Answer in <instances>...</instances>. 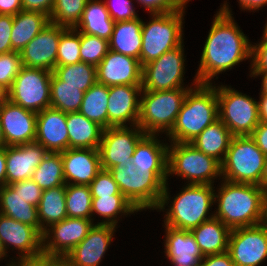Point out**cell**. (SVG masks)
<instances>
[{
  "label": "cell",
  "instance_id": "1",
  "mask_svg": "<svg viewBox=\"0 0 267 266\" xmlns=\"http://www.w3.org/2000/svg\"><path fill=\"white\" fill-rule=\"evenodd\" d=\"M214 14L212 25L202 49L195 78L198 84H212L219 74L250 60L252 43L233 17L227 0Z\"/></svg>",
  "mask_w": 267,
  "mask_h": 266
},
{
  "label": "cell",
  "instance_id": "2",
  "mask_svg": "<svg viewBox=\"0 0 267 266\" xmlns=\"http://www.w3.org/2000/svg\"><path fill=\"white\" fill-rule=\"evenodd\" d=\"M168 186L167 182L164 186L161 201L155 209L157 212H165L163 214L165 215L164 225L190 231L198 227L202 222L214 217V212L211 211V207L216 205L214 201V185L186 184L173 197H170L171 195L168 191L170 188Z\"/></svg>",
  "mask_w": 267,
  "mask_h": 266
},
{
  "label": "cell",
  "instance_id": "3",
  "mask_svg": "<svg viewBox=\"0 0 267 266\" xmlns=\"http://www.w3.org/2000/svg\"><path fill=\"white\" fill-rule=\"evenodd\" d=\"M221 184V185H219ZM214 190V217L230 230L259 224L264 190L259 185L222 179Z\"/></svg>",
  "mask_w": 267,
  "mask_h": 266
},
{
  "label": "cell",
  "instance_id": "4",
  "mask_svg": "<svg viewBox=\"0 0 267 266\" xmlns=\"http://www.w3.org/2000/svg\"><path fill=\"white\" fill-rule=\"evenodd\" d=\"M218 119L215 81L212 84H197L186 94L176 122L166 138L169 142L190 143Z\"/></svg>",
  "mask_w": 267,
  "mask_h": 266
},
{
  "label": "cell",
  "instance_id": "5",
  "mask_svg": "<svg viewBox=\"0 0 267 266\" xmlns=\"http://www.w3.org/2000/svg\"><path fill=\"white\" fill-rule=\"evenodd\" d=\"M179 176L186 183L214 185L222 180L221 163L190 143L169 142L167 176Z\"/></svg>",
  "mask_w": 267,
  "mask_h": 266
},
{
  "label": "cell",
  "instance_id": "6",
  "mask_svg": "<svg viewBox=\"0 0 267 266\" xmlns=\"http://www.w3.org/2000/svg\"><path fill=\"white\" fill-rule=\"evenodd\" d=\"M186 11L150 14L149 22H142V67L162 56L167 51L179 47L184 41Z\"/></svg>",
  "mask_w": 267,
  "mask_h": 266
},
{
  "label": "cell",
  "instance_id": "7",
  "mask_svg": "<svg viewBox=\"0 0 267 266\" xmlns=\"http://www.w3.org/2000/svg\"><path fill=\"white\" fill-rule=\"evenodd\" d=\"M192 88L142 91L137 126L146 134L165 136L173 128L186 94Z\"/></svg>",
  "mask_w": 267,
  "mask_h": 266
},
{
  "label": "cell",
  "instance_id": "8",
  "mask_svg": "<svg viewBox=\"0 0 267 266\" xmlns=\"http://www.w3.org/2000/svg\"><path fill=\"white\" fill-rule=\"evenodd\" d=\"M265 154L250 135L233 136L221 163L222 179L261 187Z\"/></svg>",
  "mask_w": 267,
  "mask_h": 266
},
{
  "label": "cell",
  "instance_id": "9",
  "mask_svg": "<svg viewBox=\"0 0 267 266\" xmlns=\"http://www.w3.org/2000/svg\"><path fill=\"white\" fill-rule=\"evenodd\" d=\"M132 162L109 169L120 192L138 211L155 210L165 184L152 171H136Z\"/></svg>",
  "mask_w": 267,
  "mask_h": 266
},
{
  "label": "cell",
  "instance_id": "10",
  "mask_svg": "<svg viewBox=\"0 0 267 266\" xmlns=\"http://www.w3.org/2000/svg\"><path fill=\"white\" fill-rule=\"evenodd\" d=\"M218 85L219 119L233 136L250 135L260 123L257 100L235 90L231 85Z\"/></svg>",
  "mask_w": 267,
  "mask_h": 266
},
{
  "label": "cell",
  "instance_id": "11",
  "mask_svg": "<svg viewBox=\"0 0 267 266\" xmlns=\"http://www.w3.org/2000/svg\"><path fill=\"white\" fill-rule=\"evenodd\" d=\"M184 44L167 51L158 59L143 66L142 91H167L177 88H193L198 82L194 78L190 87L184 86L186 55Z\"/></svg>",
  "mask_w": 267,
  "mask_h": 266
},
{
  "label": "cell",
  "instance_id": "12",
  "mask_svg": "<svg viewBox=\"0 0 267 266\" xmlns=\"http://www.w3.org/2000/svg\"><path fill=\"white\" fill-rule=\"evenodd\" d=\"M51 71L22 66L8 90L9 101L35 113L50 107Z\"/></svg>",
  "mask_w": 267,
  "mask_h": 266
},
{
  "label": "cell",
  "instance_id": "13",
  "mask_svg": "<svg viewBox=\"0 0 267 266\" xmlns=\"http://www.w3.org/2000/svg\"><path fill=\"white\" fill-rule=\"evenodd\" d=\"M145 135L137 125L104 129L98 148L102 169L132 162L135 147Z\"/></svg>",
  "mask_w": 267,
  "mask_h": 266
},
{
  "label": "cell",
  "instance_id": "14",
  "mask_svg": "<svg viewBox=\"0 0 267 266\" xmlns=\"http://www.w3.org/2000/svg\"><path fill=\"white\" fill-rule=\"evenodd\" d=\"M228 252L235 266H260L267 260V229L260 224L232 229Z\"/></svg>",
  "mask_w": 267,
  "mask_h": 266
},
{
  "label": "cell",
  "instance_id": "15",
  "mask_svg": "<svg viewBox=\"0 0 267 266\" xmlns=\"http://www.w3.org/2000/svg\"><path fill=\"white\" fill-rule=\"evenodd\" d=\"M92 219L67 217L50 225L42 235V252L47 256L64 258L89 233Z\"/></svg>",
  "mask_w": 267,
  "mask_h": 266
},
{
  "label": "cell",
  "instance_id": "16",
  "mask_svg": "<svg viewBox=\"0 0 267 266\" xmlns=\"http://www.w3.org/2000/svg\"><path fill=\"white\" fill-rule=\"evenodd\" d=\"M0 240L7 255L10 250L17 251V259L33 258L43 254L42 235L34 227L2 214H0Z\"/></svg>",
  "mask_w": 267,
  "mask_h": 266
},
{
  "label": "cell",
  "instance_id": "17",
  "mask_svg": "<svg viewBox=\"0 0 267 266\" xmlns=\"http://www.w3.org/2000/svg\"><path fill=\"white\" fill-rule=\"evenodd\" d=\"M66 29L67 27L50 22L32 41L20 50L22 65L53 72L56 67L60 36Z\"/></svg>",
  "mask_w": 267,
  "mask_h": 266
},
{
  "label": "cell",
  "instance_id": "18",
  "mask_svg": "<svg viewBox=\"0 0 267 266\" xmlns=\"http://www.w3.org/2000/svg\"><path fill=\"white\" fill-rule=\"evenodd\" d=\"M117 228L114 225L95 222L87 236L64 259L71 266H100Z\"/></svg>",
  "mask_w": 267,
  "mask_h": 266
},
{
  "label": "cell",
  "instance_id": "19",
  "mask_svg": "<svg viewBox=\"0 0 267 266\" xmlns=\"http://www.w3.org/2000/svg\"><path fill=\"white\" fill-rule=\"evenodd\" d=\"M142 72L140 60L110 49L96 66L97 82L108 87L142 85Z\"/></svg>",
  "mask_w": 267,
  "mask_h": 266
},
{
  "label": "cell",
  "instance_id": "20",
  "mask_svg": "<svg viewBox=\"0 0 267 266\" xmlns=\"http://www.w3.org/2000/svg\"><path fill=\"white\" fill-rule=\"evenodd\" d=\"M37 113L9 100L0 108V123L7 146L35 142Z\"/></svg>",
  "mask_w": 267,
  "mask_h": 266
},
{
  "label": "cell",
  "instance_id": "21",
  "mask_svg": "<svg viewBox=\"0 0 267 266\" xmlns=\"http://www.w3.org/2000/svg\"><path fill=\"white\" fill-rule=\"evenodd\" d=\"M141 92L142 85L109 87L108 128L137 125L140 113Z\"/></svg>",
  "mask_w": 267,
  "mask_h": 266
},
{
  "label": "cell",
  "instance_id": "22",
  "mask_svg": "<svg viewBox=\"0 0 267 266\" xmlns=\"http://www.w3.org/2000/svg\"><path fill=\"white\" fill-rule=\"evenodd\" d=\"M67 113L52 107L37 113L35 142L48 152L61 153L69 148Z\"/></svg>",
  "mask_w": 267,
  "mask_h": 266
},
{
  "label": "cell",
  "instance_id": "23",
  "mask_svg": "<svg viewBox=\"0 0 267 266\" xmlns=\"http://www.w3.org/2000/svg\"><path fill=\"white\" fill-rule=\"evenodd\" d=\"M48 153L36 142L6 146V184L31 179L34 170Z\"/></svg>",
  "mask_w": 267,
  "mask_h": 266
},
{
  "label": "cell",
  "instance_id": "24",
  "mask_svg": "<svg viewBox=\"0 0 267 266\" xmlns=\"http://www.w3.org/2000/svg\"><path fill=\"white\" fill-rule=\"evenodd\" d=\"M61 156L66 185H89L102 170L97 149L68 148Z\"/></svg>",
  "mask_w": 267,
  "mask_h": 266
},
{
  "label": "cell",
  "instance_id": "25",
  "mask_svg": "<svg viewBox=\"0 0 267 266\" xmlns=\"http://www.w3.org/2000/svg\"><path fill=\"white\" fill-rule=\"evenodd\" d=\"M161 135L146 134L136 145L132 163L136 171H152L164 184L169 182L167 176L168 144L160 140ZM165 141V143H164Z\"/></svg>",
  "mask_w": 267,
  "mask_h": 266
},
{
  "label": "cell",
  "instance_id": "26",
  "mask_svg": "<svg viewBox=\"0 0 267 266\" xmlns=\"http://www.w3.org/2000/svg\"><path fill=\"white\" fill-rule=\"evenodd\" d=\"M164 226V253L172 266H200L204 258L189 230Z\"/></svg>",
  "mask_w": 267,
  "mask_h": 266
},
{
  "label": "cell",
  "instance_id": "27",
  "mask_svg": "<svg viewBox=\"0 0 267 266\" xmlns=\"http://www.w3.org/2000/svg\"><path fill=\"white\" fill-rule=\"evenodd\" d=\"M0 214L34 227L41 234L38 207L26 203L13 184L0 188Z\"/></svg>",
  "mask_w": 267,
  "mask_h": 266
},
{
  "label": "cell",
  "instance_id": "28",
  "mask_svg": "<svg viewBox=\"0 0 267 266\" xmlns=\"http://www.w3.org/2000/svg\"><path fill=\"white\" fill-rule=\"evenodd\" d=\"M142 22L139 16L135 19L115 22L112 35L108 40L109 49L140 60Z\"/></svg>",
  "mask_w": 267,
  "mask_h": 266
},
{
  "label": "cell",
  "instance_id": "29",
  "mask_svg": "<svg viewBox=\"0 0 267 266\" xmlns=\"http://www.w3.org/2000/svg\"><path fill=\"white\" fill-rule=\"evenodd\" d=\"M66 125L69 148L98 150L104 130L102 126L80 112L67 113Z\"/></svg>",
  "mask_w": 267,
  "mask_h": 266
},
{
  "label": "cell",
  "instance_id": "30",
  "mask_svg": "<svg viewBox=\"0 0 267 266\" xmlns=\"http://www.w3.org/2000/svg\"><path fill=\"white\" fill-rule=\"evenodd\" d=\"M230 231L226 225L215 217L190 230L203 256L228 251Z\"/></svg>",
  "mask_w": 267,
  "mask_h": 266
},
{
  "label": "cell",
  "instance_id": "31",
  "mask_svg": "<svg viewBox=\"0 0 267 266\" xmlns=\"http://www.w3.org/2000/svg\"><path fill=\"white\" fill-rule=\"evenodd\" d=\"M115 21L110 17L104 0H88L82 17L74 27L80 33L109 40Z\"/></svg>",
  "mask_w": 267,
  "mask_h": 266
},
{
  "label": "cell",
  "instance_id": "32",
  "mask_svg": "<svg viewBox=\"0 0 267 266\" xmlns=\"http://www.w3.org/2000/svg\"><path fill=\"white\" fill-rule=\"evenodd\" d=\"M232 137L228 127L218 119L207 126L190 144L222 163Z\"/></svg>",
  "mask_w": 267,
  "mask_h": 266
},
{
  "label": "cell",
  "instance_id": "33",
  "mask_svg": "<svg viewBox=\"0 0 267 266\" xmlns=\"http://www.w3.org/2000/svg\"><path fill=\"white\" fill-rule=\"evenodd\" d=\"M49 23V16L44 13L20 11L14 16L11 32L12 49L20 52Z\"/></svg>",
  "mask_w": 267,
  "mask_h": 266
},
{
  "label": "cell",
  "instance_id": "34",
  "mask_svg": "<svg viewBox=\"0 0 267 266\" xmlns=\"http://www.w3.org/2000/svg\"><path fill=\"white\" fill-rule=\"evenodd\" d=\"M66 184L45 189L38 205V219L41 225V235L50 225L67 218Z\"/></svg>",
  "mask_w": 267,
  "mask_h": 266
},
{
  "label": "cell",
  "instance_id": "35",
  "mask_svg": "<svg viewBox=\"0 0 267 266\" xmlns=\"http://www.w3.org/2000/svg\"><path fill=\"white\" fill-rule=\"evenodd\" d=\"M139 211L129 202L124 195L101 196L92 198V217L103 218L97 224H110L117 227L124 216H130ZM121 217V218H120Z\"/></svg>",
  "mask_w": 267,
  "mask_h": 266
},
{
  "label": "cell",
  "instance_id": "36",
  "mask_svg": "<svg viewBox=\"0 0 267 266\" xmlns=\"http://www.w3.org/2000/svg\"><path fill=\"white\" fill-rule=\"evenodd\" d=\"M108 97L109 87L96 82L84 92L78 112L106 129L108 128Z\"/></svg>",
  "mask_w": 267,
  "mask_h": 266
},
{
  "label": "cell",
  "instance_id": "37",
  "mask_svg": "<svg viewBox=\"0 0 267 266\" xmlns=\"http://www.w3.org/2000/svg\"><path fill=\"white\" fill-rule=\"evenodd\" d=\"M53 73L60 79V85L77 86L83 92L97 82L96 67L82 61L55 67Z\"/></svg>",
  "mask_w": 267,
  "mask_h": 266
},
{
  "label": "cell",
  "instance_id": "38",
  "mask_svg": "<svg viewBox=\"0 0 267 266\" xmlns=\"http://www.w3.org/2000/svg\"><path fill=\"white\" fill-rule=\"evenodd\" d=\"M31 179L42 190L66 184L61 153L49 152L36 167Z\"/></svg>",
  "mask_w": 267,
  "mask_h": 266
},
{
  "label": "cell",
  "instance_id": "39",
  "mask_svg": "<svg viewBox=\"0 0 267 266\" xmlns=\"http://www.w3.org/2000/svg\"><path fill=\"white\" fill-rule=\"evenodd\" d=\"M83 95L77 86L60 85V79L52 73L50 107L64 113L78 112Z\"/></svg>",
  "mask_w": 267,
  "mask_h": 266
},
{
  "label": "cell",
  "instance_id": "40",
  "mask_svg": "<svg viewBox=\"0 0 267 266\" xmlns=\"http://www.w3.org/2000/svg\"><path fill=\"white\" fill-rule=\"evenodd\" d=\"M67 216L92 219V194L89 185H66Z\"/></svg>",
  "mask_w": 267,
  "mask_h": 266
},
{
  "label": "cell",
  "instance_id": "41",
  "mask_svg": "<svg viewBox=\"0 0 267 266\" xmlns=\"http://www.w3.org/2000/svg\"><path fill=\"white\" fill-rule=\"evenodd\" d=\"M88 0H55L50 22L67 28H74L80 21Z\"/></svg>",
  "mask_w": 267,
  "mask_h": 266
},
{
  "label": "cell",
  "instance_id": "42",
  "mask_svg": "<svg viewBox=\"0 0 267 266\" xmlns=\"http://www.w3.org/2000/svg\"><path fill=\"white\" fill-rule=\"evenodd\" d=\"M80 46V32L67 28L58 43L56 67L81 62Z\"/></svg>",
  "mask_w": 267,
  "mask_h": 266
},
{
  "label": "cell",
  "instance_id": "43",
  "mask_svg": "<svg viewBox=\"0 0 267 266\" xmlns=\"http://www.w3.org/2000/svg\"><path fill=\"white\" fill-rule=\"evenodd\" d=\"M80 45L81 61L95 67L109 51L108 40L95 35L80 33Z\"/></svg>",
  "mask_w": 267,
  "mask_h": 266
},
{
  "label": "cell",
  "instance_id": "44",
  "mask_svg": "<svg viewBox=\"0 0 267 266\" xmlns=\"http://www.w3.org/2000/svg\"><path fill=\"white\" fill-rule=\"evenodd\" d=\"M22 66L18 51L0 54V85L9 90Z\"/></svg>",
  "mask_w": 267,
  "mask_h": 266
},
{
  "label": "cell",
  "instance_id": "45",
  "mask_svg": "<svg viewBox=\"0 0 267 266\" xmlns=\"http://www.w3.org/2000/svg\"><path fill=\"white\" fill-rule=\"evenodd\" d=\"M92 198H100L101 196L123 195L114 181L109 170L102 169L89 184Z\"/></svg>",
  "mask_w": 267,
  "mask_h": 266
},
{
  "label": "cell",
  "instance_id": "46",
  "mask_svg": "<svg viewBox=\"0 0 267 266\" xmlns=\"http://www.w3.org/2000/svg\"><path fill=\"white\" fill-rule=\"evenodd\" d=\"M145 8L150 14H160L167 12H178L186 10V5L191 0H133Z\"/></svg>",
  "mask_w": 267,
  "mask_h": 266
},
{
  "label": "cell",
  "instance_id": "47",
  "mask_svg": "<svg viewBox=\"0 0 267 266\" xmlns=\"http://www.w3.org/2000/svg\"><path fill=\"white\" fill-rule=\"evenodd\" d=\"M110 17L115 21H126L138 17L133 0H104Z\"/></svg>",
  "mask_w": 267,
  "mask_h": 266
},
{
  "label": "cell",
  "instance_id": "48",
  "mask_svg": "<svg viewBox=\"0 0 267 266\" xmlns=\"http://www.w3.org/2000/svg\"><path fill=\"white\" fill-rule=\"evenodd\" d=\"M261 39L252 44L250 71L267 70V35H262Z\"/></svg>",
  "mask_w": 267,
  "mask_h": 266
},
{
  "label": "cell",
  "instance_id": "49",
  "mask_svg": "<svg viewBox=\"0 0 267 266\" xmlns=\"http://www.w3.org/2000/svg\"><path fill=\"white\" fill-rule=\"evenodd\" d=\"M13 185L20 191L26 203L38 207L43 190L32 179L19 181Z\"/></svg>",
  "mask_w": 267,
  "mask_h": 266
},
{
  "label": "cell",
  "instance_id": "50",
  "mask_svg": "<svg viewBox=\"0 0 267 266\" xmlns=\"http://www.w3.org/2000/svg\"><path fill=\"white\" fill-rule=\"evenodd\" d=\"M14 16L0 14V54L14 51L11 44V32Z\"/></svg>",
  "mask_w": 267,
  "mask_h": 266
},
{
  "label": "cell",
  "instance_id": "51",
  "mask_svg": "<svg viewBox=\"0 0 267 266\" xmlns=\"http://www.w3.org/2000/svg\"><path fill=\"white\" fill-rule=\"evenodd\" d=\"M55 0H22L24 11L40 12L48 15L52 13Z\"/></svg>",
  "mask_w": 267,
  "mask_h": 266
},
{
  "label": "cell",
  "instance_id": "52",
  "mask_svg": "<svg viewBox=\"0 0 267 266\" xmlns=\"http://www.w3.org/2000/svg\"><path fill=\"white\" fill-rule=\"evenodd\" d=\"M200 266H235V264L232 261L229 252L226 251L219 254L204 256Z\"/></svg>",
  "mask_w": 267,
  "mask_h": 266
},
{
  "label": "cell",
  "instance_id": "53",
  "mask_svg": "<svg viewBox=\"0 0 267 266\" xmlns=\"http://www.w3.org/2000/svg\"><path fill=\"white\" fill-rule=\"evenodd\" d=\"M11 257L8 261L6 266H49V256L47 255H40L33 258H21V259H14ZM12 259V260H11Z\"/></svg>",
  "mask_w": 267,
  "mask_h": 266
},
{
  "label": "cell",
  "instance_id": "54",
  "mask_svg": "<svg viewBox=\"0 0 267 266\" xmlns=\"http://www.w3.org/2000/svg\"><path fill=\"white\" fill-rule=\"evenodd\" d=\"M258 148L267 155V122H260L250 134Z\"/></svg>",
  "mask_w": 267,
  "mask_h": 266
},
{
  "label": "cell",
  "instance_id": "55",
  "mask_svg": "<svg viewBox=\"0 0 267 266\" xmlns=\"http://www.w3.org/2000/svg\"><path fill=\"white\" fill-rule=\"evenodd\" d=\"M22 10V0H0V14L15 16Z\"/></svg>",
  "mask_w": 267,
  "mask_h": 266
},
{
  "label": "cell",
  "instance_id": "56",
  "mask_svg": "<svg viewBox=\"0 0 267 266\" xmlns=\"http://www.w3.org/2000/svg\"><path fill=\"white\" fill-rule=\"evenodd\" d=\"M238 3L241 11L254 13L267 6V0H238Z\"/></svg>",
  "mask_w": 267,
  "mask_h": 266
},
{
  "label": "cell",
  "instance_id": "57",
  "mask_svg": "<svg viewBox=\"0 0 267 266\" xmlns=\"http://www.w3.org/2000/svg\"><path fill=\"white\" fill-rule=\"evenodd\" d=\"M257 103L260 122H267V94H259Z\"/></svg>",
  "mask_w": 267,
  "mask_h": 266
},
{
  "label": "cell",
  "instance_id": "58",
  "mask_svg": "<svg viewBox=\"0 0 267 266\" xmlns=\"http://www.w3.org/2000/svg\"><path fill=\"white\" fill-rule=\"evenodd\" d=\"M6 185V147L0 149V188Z\"/></svg>",
  "mask_w": 267,
  "mask_h": 266
},
{
  "label": "cell",
  "instance_id": "59",
  "mask_svg": "<svg viewBox=\"0 0 267 266\" xmlns=\"http://www.w3.org/2000/svg\"><path fill=\"white\" fill-rule=\"evenodd\" d=\"M250 75L249 77L257 78L258 76L262 77L261 80V88L259 94H267V70L266 71H249Z\"/></svg>",
  "mask_w": 267,
  "mask_h": 266
},
{
  "label": "cell",
  "instance_id": "60",
  "mask_svg": "<svg viewBox=\"0 0 267 266\" xmlns=\"http://www.w3.org/2000/svg\"><path fill=\"white\" fill-rule=\"evenodd\" d=\"M259 224L267 229V191L264 192L262 199L261 218Z\"/></svg>",
  "mask_w": 267,
  "mask_h": 266
},
{
  "label": "cell",
  "instance_id": "61",
  "mask_svg": "<svg viewBox=\"0 0 267 266\" xmlns=\"http://www.w3.org/2000/svg\"><path fill=\"white\" fill-rule=\"evenodd\" d=\"M49 266H71L64 258L49 256Z\"/></svg>",
  "mask_w": 267,
  "mask_h": 266
},
{
  "label": "cell",
  "instance_id": "62",
  "mask_svg": "<svg viewBox=\"0 0 267 266\" xmlns=\"http://www.w3.org/2000/svg\"><path fill=\"white\" fill-rule=\"evenodd\" d=\"M261 188L267 191V155H265L264 166L261 176Z\"/></svg>",
  "mask_w": 267,
  "mask_h": 266
},
{
  "label": "cell",
  "instance_id": "63",
  "mask_svg": "<svg viewBox=\"0 0 267 266\" xmlns=\"http://www.w3.org/2000/svg\"><path fill=\"white\" fill-rule=\"evenodd\" d=\"M9 100L8 89L0 85V108Z\"/></svg>",
  "mask_w": 267,
  "mask_h": 266
},
{
  "label": "cell",
  "instance_id": "64",
  "mask_svg": "<svg viewBox=\"0 0 267 266\" xmlns=\"http://www.w3.org/2000/svg\"><path fill=\"white\" fill-rule=\"evenodd\" d=\"M6 146L7 145H6L4 136H3L2 126H1V123H0V149L5 148Z\"/></svg>",
  "mask_w": 267,
  "mask_h": 266
},
{
  "label": "cell",
  "instance_id": "65",
  "mask_svg": "<svg viewBox=\"0 0 267 266\" xmlns=\"http://www.w3.org/2000/svg\"><path fill=\"white\" fill-rule=\"evenodd\" d=\"M7 257H9V256H8L7 253L5 252V250H4L3 246H2L1 240H0V261H1V260L3 261V259L6 260Z\"/></svg>",
  "mask_w": 267,
  "mask_h": 266
},
{
  "label": "cell",
  "instance_id": "66",
  "mask_svg": "<svg viewBox=\"0 0 267 266\" xmlns=\"http://www.w3.org/2000/svg\"><path fill=\"white\" fill-rule=\"evenodd\" d=\"M262 35H267V22L264 25V30H263V34Z\"/></svg>",
  "mask_w": 267,
  "mask_h": 266
}]
</instances>
